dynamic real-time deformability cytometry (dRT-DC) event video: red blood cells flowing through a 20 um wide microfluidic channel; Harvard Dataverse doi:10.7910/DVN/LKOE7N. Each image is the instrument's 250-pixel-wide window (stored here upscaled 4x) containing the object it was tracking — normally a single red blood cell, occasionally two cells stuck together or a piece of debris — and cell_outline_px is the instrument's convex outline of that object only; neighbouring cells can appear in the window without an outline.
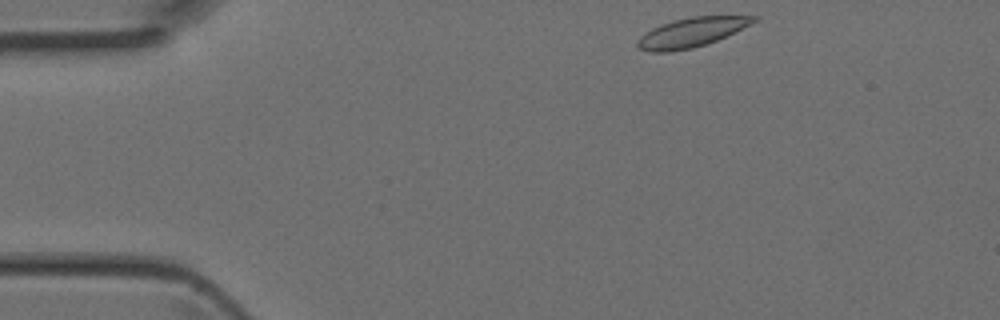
{"species": "Egyptian fruit bat (a non-hibernating species)", "species_latin": "Rousettus aegyptiacus", "temperature_condition": "room temperature", "stored_images_in_passage": 3, "camera_frame_rate_fps": 3000, "um_per_image_px": 0.085, "animal": {"sex": "female"}, "frame": {"image": 1, "passage_image": 1, "time_ms": 0.0, "image_size_px": [1000, 320], "cell_outline_px": [[760, 16], [756, 20], [716, 40], [692, 48], [668, 52], [652, 52], [640, 48], [636, 44], [636, 40], [644, 32], [660, 24], [692, 16]], "centroid_in_image_um": [58.68, 2.75], "position_along_channel_um": 26.3, "area_um2": 19.36}}
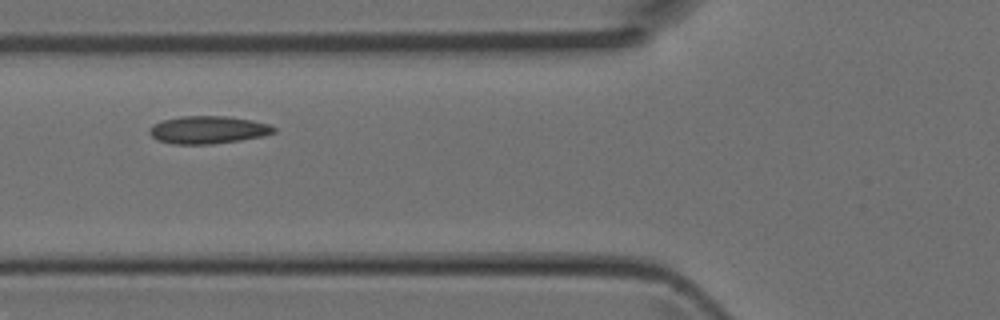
{"frame": {"image": 2, "passage_image": 3, "time_ms": 0.667, "image_size_px": [1000, 320], "cell_outline_px": [[276, 132], [264, 136], [240, 140], [212, 144], [172, 144], [156, 140], [148, 132], [148, 128], [152, 124], [164, 120], [180, 116], [228, 116], [252, 120], [268, 124], [276, 128]], "centroid_in_image_um": [17.66, 11.04], "position_along_channel_um": 108.1, "area_um2": 20.23}}